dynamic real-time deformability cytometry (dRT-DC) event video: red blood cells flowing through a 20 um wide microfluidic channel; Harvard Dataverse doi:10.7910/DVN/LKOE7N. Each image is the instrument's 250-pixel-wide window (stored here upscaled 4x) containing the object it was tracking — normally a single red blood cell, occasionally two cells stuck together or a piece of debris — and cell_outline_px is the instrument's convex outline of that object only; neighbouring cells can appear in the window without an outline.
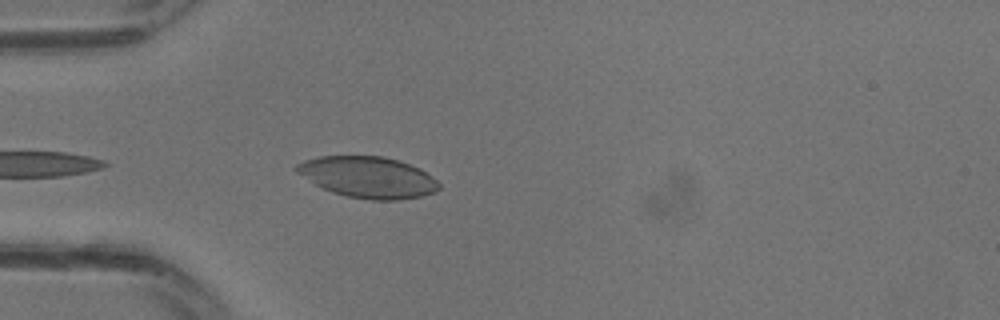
{"species": "common noctule bat (a hibernating species)", "species_latin": "Nyctalus noctula", "temperature_condition": "warm", "stored_images_in_passage": 18, "camera_frame_rate_fps": 3000, "um_per_image_px": 0.085, "animal": {"sex": "male", "body_mass_g": 13.3}, "frame": {"image": 1, "passage_image": 10, "time_ms": 3.0, "image_size_px": [1000, 320], "cell_outline_px": [[440, 188], [436, 192], [424, 196], [400, 200], [372, 200], [348, 196], [332, 192], [316, 184], [296, 172], [292, 168], [296, 164], [304, 160], [320, 156], [384, 156], [400, 160], [420, 168], [432, 176], [440, 184]], "centroid_in_image_um": [31.31, 15.06], "position_along_channel_um": 53.7, "area_um2": 34.39}}
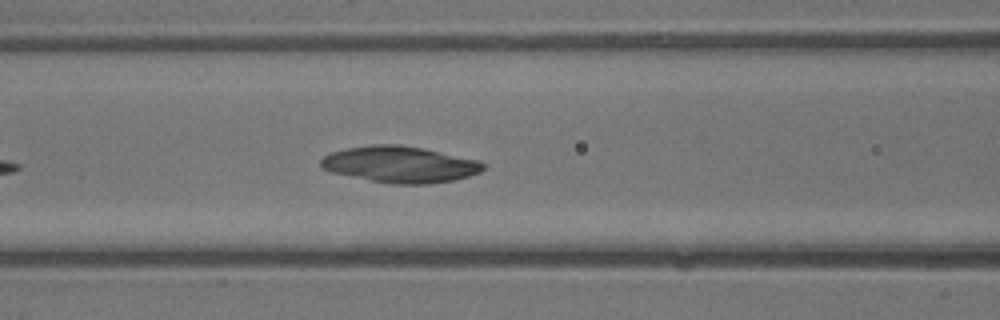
{"frame": {"image": 2, "passage_image": 14, "time_ms": 4.333, "image_size_px": [1000, 320], "cell_outline_px": [[484, 168], [480, 172], [468, 176], [452, 180], [428, 184], [392, 184], [332, 172], [320, 168], [320, 160], [328, 152], [348, 148], [372, 144], [400, 144], [424, 148], [480, 160], [484, 164]], "centroid_in_image_um": [33.99, 13.96], "position_along_channel_um": 132.6, "area_um2": 34.45}}
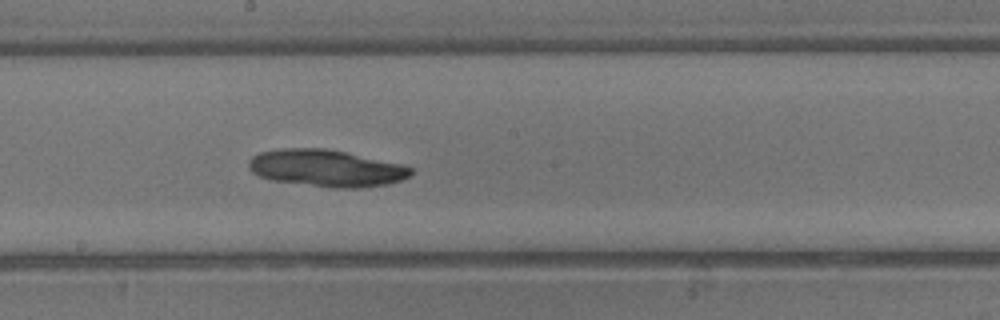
{"frame": {"image": 3, "passage_image": 18, "time_ms": 5.667, "image_size_px": [1000, 320], "cell_outline_px": [[412, 176], [388, 184], [360, 188], [336, 188], [272, 180], [260, 176], [252, 172], [248, 168], [248, 160], [252, 156], [260, 152], [284, 148], [324, 148], [404, 164], [412, 168]], "centroid_in_image_um": [27.75, 14.29], "position_along_channel_um": 220.5, "area_um2": 34.91}}